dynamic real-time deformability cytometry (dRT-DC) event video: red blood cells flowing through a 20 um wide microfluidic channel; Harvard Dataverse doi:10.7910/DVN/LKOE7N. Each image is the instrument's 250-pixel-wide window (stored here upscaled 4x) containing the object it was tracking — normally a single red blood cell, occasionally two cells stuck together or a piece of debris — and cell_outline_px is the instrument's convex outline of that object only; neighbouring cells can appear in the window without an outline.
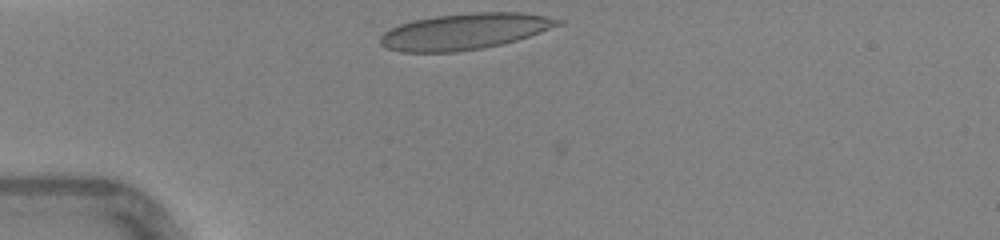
{"species": "human", "species_latin": "Homo sapiens", "temperature_condition": "warm", "stored_images_in_passage": 26, "camera_frame_rate_fps": 3000, "um_per_image_px": 0.085, "donor": {"sex": "female"}, "frame": {"image": 1, "passage_image": 1, "time_ms": 0.0, "image_size_px": [1000, 240], "cell_outline_px": [[564, 24], [516, 40], [500, 44], [480, 48], [456, 52], [400, 52], [388, 48], [380, 44], [380, 36], [384, 32], [400, 24], [412, 20], [436, 16], [472, 12], [520, 12], [548, 16], [564, 20]], "centroid_in_image_um": [39.51, 2.66], "position_along_channel_um": 45.5, "area_um2": 37.34}}
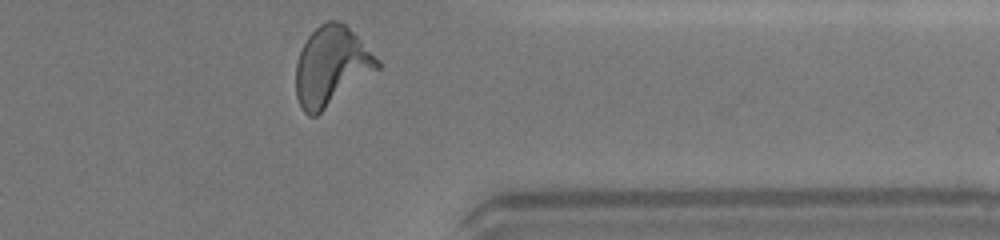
{"frame": {"image": 2, "passage_image": 26, "time_ms": 8.333, "image_size_px": [1000, 240], "cell_outline_px": [[380, 68], [316, 116], [308, 116], [304, 112], [296, 96], [296, 64], [300, 52], [308, 36], [320, 24], [328, 20], [336, 20], [344, 24], [380, 60]], "centroid_in_image_um": [28.16, 5.64], "position_along_channel_um": 383.2, "area_um2": 37.11}, "authors_computed_cell_mechanics": {"area_um2": 35.7493, "velocity_mm_per_s": 4.4113, "shape_relaxation_time_tau1_ms": 4.6297, "shape_relaxation_time_tau2_ms": null, "deformation_change_tau1": 0.2094, "deformation_change_tau2": null}}